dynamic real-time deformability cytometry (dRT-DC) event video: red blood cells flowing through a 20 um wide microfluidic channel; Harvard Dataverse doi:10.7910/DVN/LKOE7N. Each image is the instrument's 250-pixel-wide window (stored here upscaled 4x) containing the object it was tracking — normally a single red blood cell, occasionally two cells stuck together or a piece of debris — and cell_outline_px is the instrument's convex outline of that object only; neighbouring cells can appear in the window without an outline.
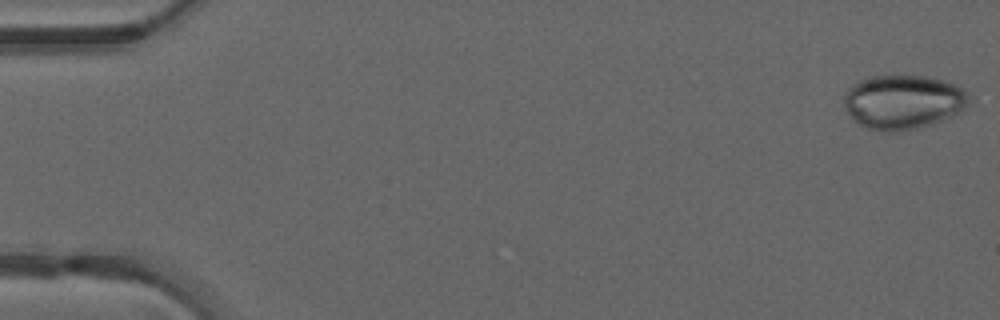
{"species": "common noctule bat (a hibernating species)", "species_latin": "Nyctalus noctula", "temperature_condition": "warm", "stored_images_in_passage": 14, "camera_frame_rate_fps": 3000, "um_per_image_px": 0.085, "animal": {"sex": "male", "forearm_length_mm": 52.5}, "frame": {"image": 1, "passage_image": 1, "time_ms": 0.0, "image_size_px": [1000, 320], "cell_outline_px": [[968, 104], [960, 112], [952, 116], [916, 128], [896, 132], [888, 132], [868, 128], [860, 124], [848, 112], [844, 104], [844, 96], [848, 88], [860, 80], [872, 76], [928, 76], [944, 80], [968, 92]], "centroid_in_image_um": [76.76, 8.66], "position_along_channel_um": 8.2, "area_um2": 39.02}}